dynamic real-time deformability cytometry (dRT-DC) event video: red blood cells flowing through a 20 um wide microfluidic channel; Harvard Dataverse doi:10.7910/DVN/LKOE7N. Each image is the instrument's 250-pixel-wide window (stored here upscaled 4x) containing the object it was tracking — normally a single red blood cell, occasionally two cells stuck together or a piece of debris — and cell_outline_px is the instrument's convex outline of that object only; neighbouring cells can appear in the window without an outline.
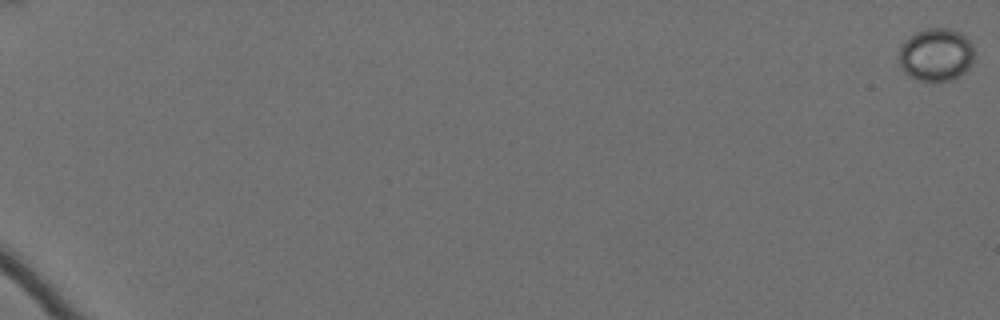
{"species": "Egyptian fruit bat (a non-hibernating species)", "species_latin": "Rousettus aegyptiacus", "temperature_condition": "cold", "stored_images_in_passage": 63, "camera_frame_rate_fps": 3000, "um_per_image_px": 0.085, "animal": {"sex": "female"}, "frame": {"image": 1, "passage_image": 1, "time_ms": 0.0, "image_size_px": [1000, 320], "cell_outline_px": [[972, 64], [960, 76], [952, 80], [916, 80], [908, 76], [900, 68], [900, 44], [908, 36], [924, 28], [948, 28], [960, 32], [972, 44]], "centroid_in_image_um": [79.53, 4.64], "position_along_channel_um": 5.5, "area_um2": 23.29}}
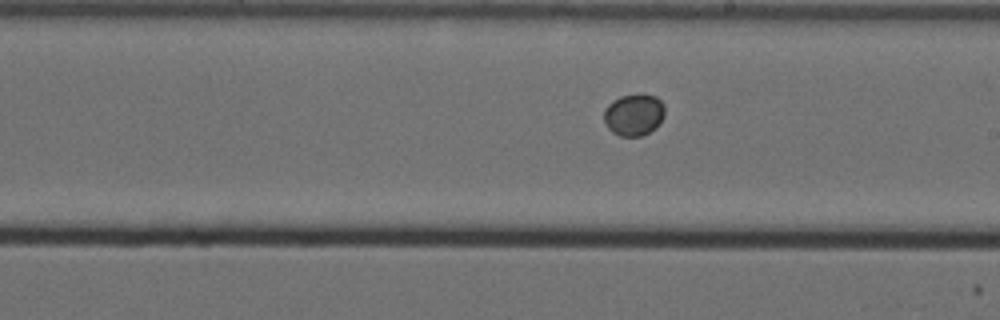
{"frame": {"image": 2, "passage_image": 41, "time_ms": 13.333, "image_size_px": [1000, 320], "cell_outline_px": [[664, 116], [660, 124], [656, 128], [644, 136], [620, 136], [612, 132], [604, 124], [604, 108], [612, 100], [620, 96], [640, 92], [656, 96], [664, 104]], "centroid_in_image_um": [53.88, 9.73], "position_along_channel_um": 235.1, "area_um2": 15.37}}
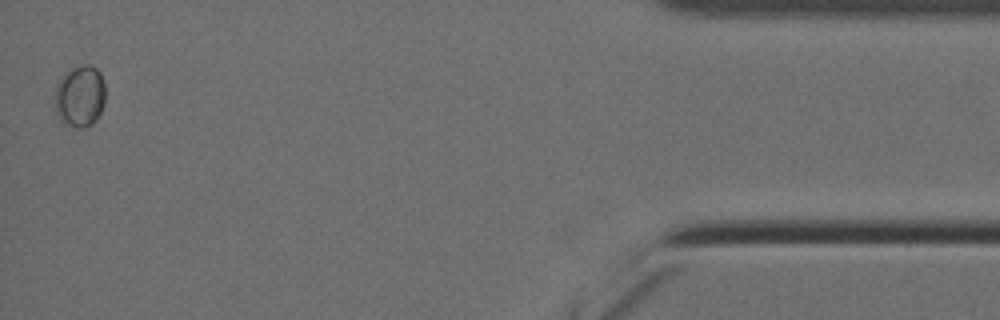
{"frame": {"image": 3, "passage_image": 63, "time_ms": 20.667, "image_size_px": [1000, 320], "cell_outline_px": [[104, 104], [96, 120], [92, 124], [84, 128], [76, 128], [64, 124], [60, 120], [56, 112], [56, 84], [60, 76], [84, 64], [88, 64], [96, 68], [100, 72], [104, 80]], "centroid_in_image_um": [6.8, 8.2], "position_along_channel_um": 428.4, "area_um2": 18.15}}